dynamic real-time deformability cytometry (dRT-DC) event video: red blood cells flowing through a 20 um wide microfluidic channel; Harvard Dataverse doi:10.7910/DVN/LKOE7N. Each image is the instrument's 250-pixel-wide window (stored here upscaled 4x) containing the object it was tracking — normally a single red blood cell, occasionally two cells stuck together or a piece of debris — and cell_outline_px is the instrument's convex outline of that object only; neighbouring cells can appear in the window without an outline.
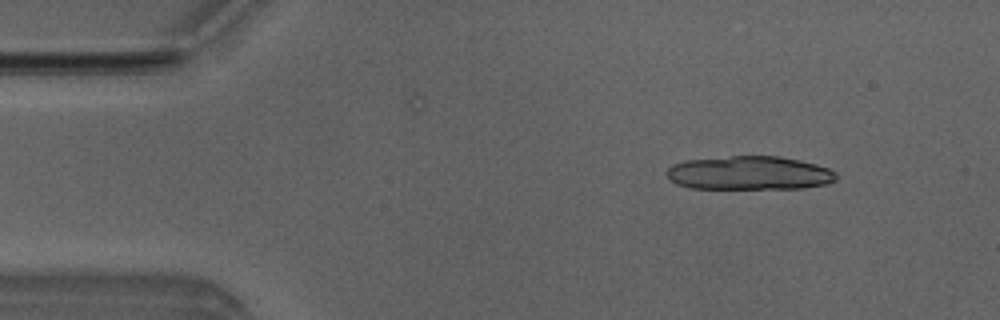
{"species": "Egyptian fruit bat (a non-hibernating species)", "species_latin": "Rousettus aegyptiacus", "temperature_condition": "room temperature", "stored_images_in_passage": 12, "camera_frame_rate_fps": 3000, "um_per_image_px": 0.085, "animal": {"sex": "male"}, "frame": {"image": 1, "passage_image": 5, "time_ms": 1.333, "image_size_px": [1000, 320], "cell_outline_px": [[836, 180], [828, 184], [804, 188], [692, 188], [676, 184], [664, 172], [672, 164], [684, 160], [732, 156], [780, 156], [800, 160], [816, 164], [828, 168], [836, 172]], "centroid_in_image_um": [63.7, 14.7], "position_along_channel_um": 21.3, "area_um2": 33.41}}